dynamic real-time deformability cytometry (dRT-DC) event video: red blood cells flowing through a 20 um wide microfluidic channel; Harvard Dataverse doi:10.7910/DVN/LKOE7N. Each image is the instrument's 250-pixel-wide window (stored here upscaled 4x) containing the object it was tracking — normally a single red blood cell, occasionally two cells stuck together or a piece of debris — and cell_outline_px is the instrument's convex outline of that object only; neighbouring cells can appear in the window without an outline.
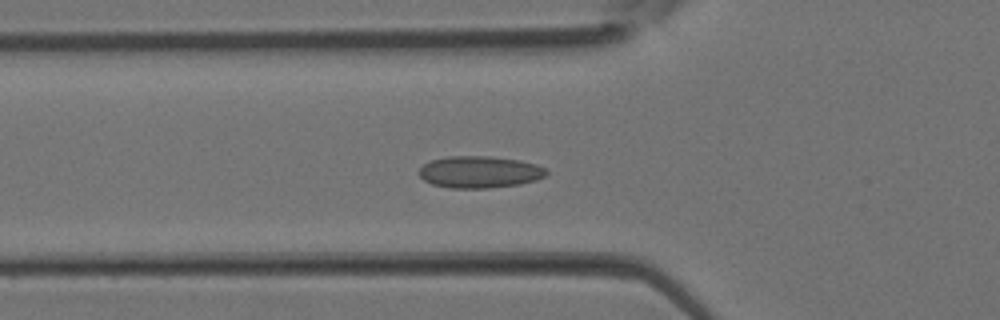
{"species": "Egyptian fruit bat (a non-hibernating species)", "species_latin": "Rousettus aegyptiacus", "temperature_condition": "room temperature", "stored_images_in_passage": 39, "segment_of_instrument_passage": [1, 2], "camera_frame_rate_fps": 3000, "um_per_image_px": 0.085, "animal": {"sex": "female"}, "frame": {"image": 1, "passage_image": 13, "time_ms": 4.0, "image_size_px": [1000, 320], "cell_outline_px": [[548, 172], [544, 176], [536, 180], [520, 184], [488, 188], [452, 188], [432, 184], [424, 180], [420, 176], [420, 168], [424, 164], [432, 160], [448, 156], [488, 156], [520, 160], [536, 164], [544, 168]], "centroid_in_image_um": [40.77, 14.62], "position_along_channel_um": 85.0, "area_um2": 23.52}}
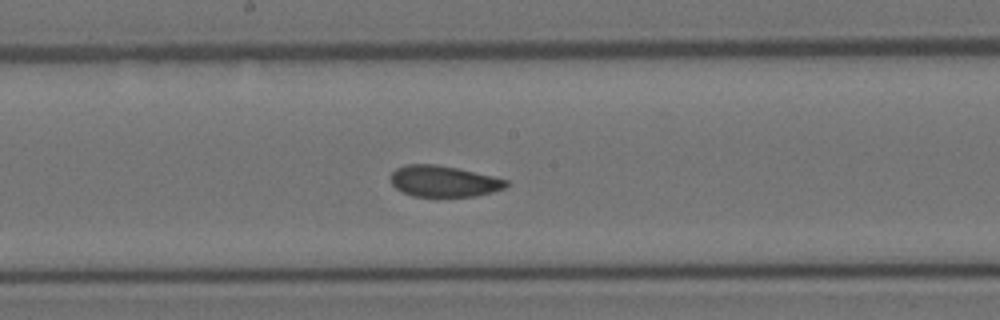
{"frame": {"image": 2, "passage_image": 20, "time_ms": 6.333, "image_size_px": [1000, 320], "cell_outline_px": [[508, 184], [504, 188], [492, 192], [476, 196], [412, 196], [396, 188], [392, 184], [392, 172], [396, 168], [404, 164], [436, 164], [456, 168], [492, 176], [508, 180]], "centroid_in_image_um": [37.7, 15.4], "position_along_channel_um": 210.5, "area_um2": 20.75}}
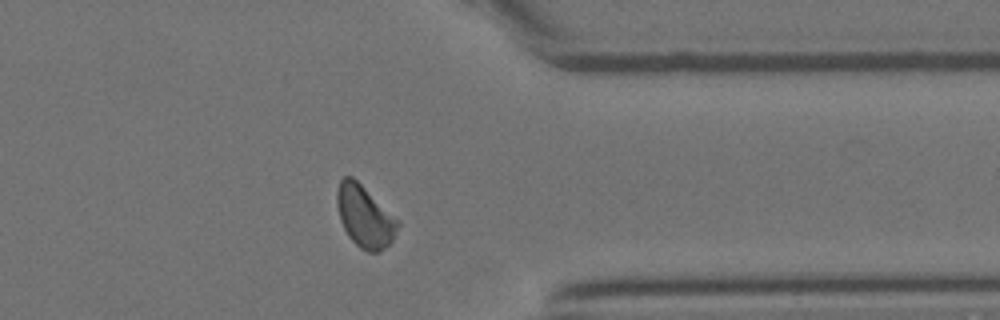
{"frame": {"image": 3, "passage_image": 30, "time_ms": 9.667, "image_size_px": [1000, 320], "cell_outline_px": [[400, 224], [392, 240], [380, 252], [368, 252], [360, 248], [348, 236], [340, 220], [336, 204], [336, 192], [340, 180], [344, 176], [352, 176], [400, 220]], "centroid_in_image_um": [31.0, 18.39], "position_along_channel_um": 380.4, "area_um2": 21.96}}